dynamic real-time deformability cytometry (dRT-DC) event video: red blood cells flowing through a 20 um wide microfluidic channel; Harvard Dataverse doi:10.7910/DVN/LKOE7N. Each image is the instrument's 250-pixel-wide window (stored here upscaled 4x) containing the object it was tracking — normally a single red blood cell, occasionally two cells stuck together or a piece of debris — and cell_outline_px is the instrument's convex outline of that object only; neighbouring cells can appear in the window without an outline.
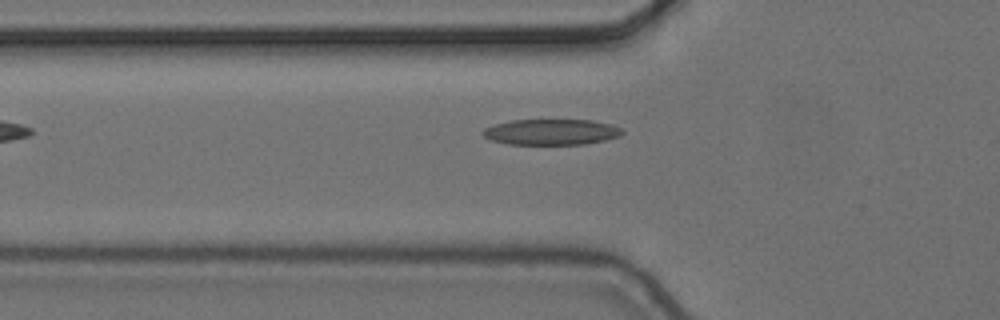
{"species": "common noctule bat (a hibernating species)", "species_latin": "Nyctalus noctula", "temperature_condition": "cold", "stored_images_in_passage": 7, "camera_frame_rate_fps": 3000, "um_per_image_px": 0.085, "animal": {"sex": "female", "body_mass_g": 24.6, "forearm_length_mm": 56.2}, "frame": {"image": 1, "passage_image": 6, "time_ms": 1.667, "image_size_px": [1000, 320], "cell_outline_px": [[624, 132], [620, 136], [604, 140], [584, 144], [508, 144], [492, 140], [484, 136], [480, 132], [484, 128], [496, 124], [512, 120], [592, 120], [612, 124], [620, 128]], "centroid_in_image_um": [46.86, 11.21], "position_along_channel_um": 78.9, "area_um2": 20.87}}
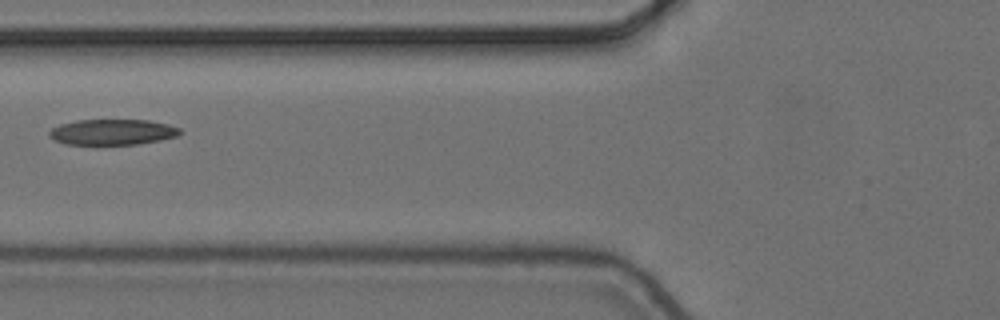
{"frame": {"image": 2, "passage_image": 7, "time_ms": 2.0, "image_size_px": [1000, 320], "cell_outline_px": [[184, 132], [176, 136], [160, 140], [136, 144], [64, 144], [48, 136], [48, 132], [52, 128], [60, 124], [76, 120], [148, 120], [168, 124], [180, 128]], "centroid_in_image_um": [9.56, 11.22], "position_along_channel_um": 116.2, "area_um2": 19.54}}